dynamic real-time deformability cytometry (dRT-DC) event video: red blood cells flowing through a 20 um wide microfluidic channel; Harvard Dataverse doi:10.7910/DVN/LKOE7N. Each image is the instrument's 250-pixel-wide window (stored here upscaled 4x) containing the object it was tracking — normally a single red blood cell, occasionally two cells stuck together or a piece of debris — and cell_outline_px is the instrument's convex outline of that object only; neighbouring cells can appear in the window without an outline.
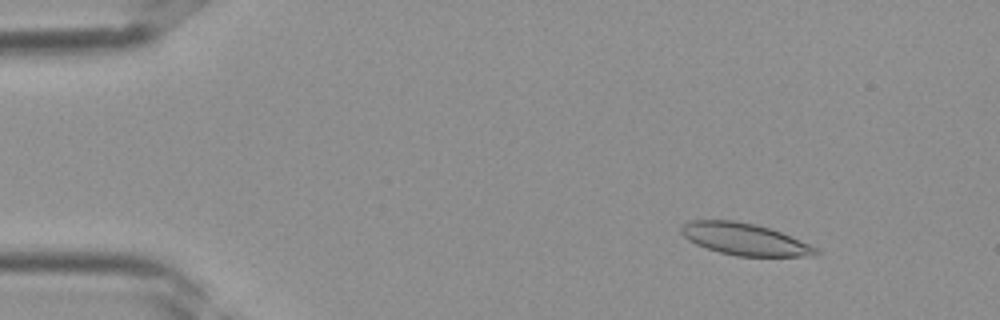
{"species": "Egyptian fruit bat (a non-hibernating species)", "species_latin": "Rousettus aegyptiacus", "temperature_condition": "room temperature", "stored_images_in_passage": 38, "camera_frame_rate_fps": 3000, "um_per_image_px": 0.085, "frame": {"image": 1, "passage_image": 5, "time_ms": 1.333, "image_size_px": [1000, 320], "cell_outline_px": [[820, 252], [816, 256], [736, 256], [720, 252], [696, 244], [688, 240], [680, 232], [680, 228], [688, 220], [732, 220], [756, 224], [780, 232], [808, 244], [816, 248]], "centroid_in_image_um": [63.26, 20.33], "position_along_channel_um": 21.7, "area_um2": 24.8}}
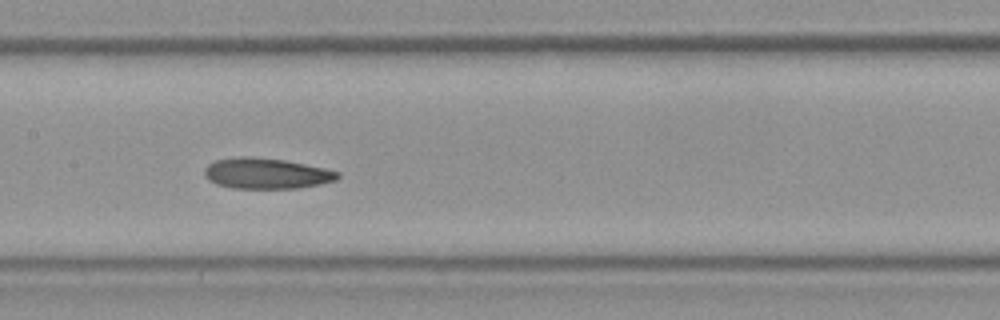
{"frame": {"image": 2, "passage_image": 19, "time_ms": 6.0, "image_size_px": [1000, 320], "cell_outline_px": [[340, 176], [336, 180], [320, 184], [296, 188], [232, 188], [216, 184], [208, 180], [204, 176], [204, 168], [208, 164], [216, 160], [236, 156], [252, 156], [284, 160], [324, 168], [340, 172]], "centroid_in_image_um": [22.6, 14.73], "position_along_channel_um": 184.8, "area_um2": 23.93}}
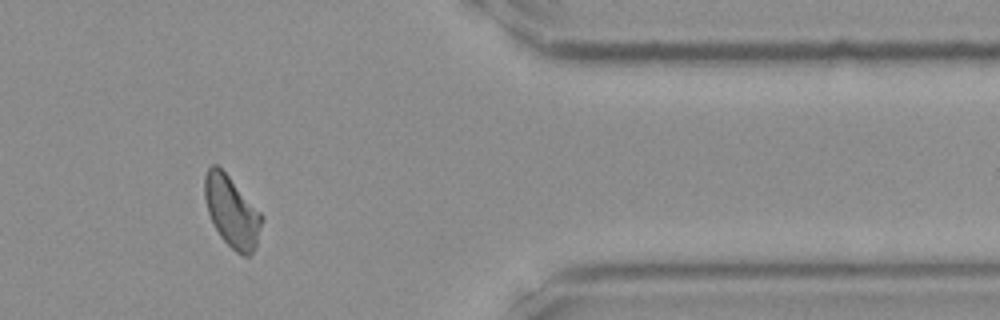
{"frame": {"image": 3, "passage_image": 32, "time_ms": 10.333, "image_size_px": [1000, 320], "cell_outline_px": [[264, 216], [256, 244], [252, 252], [248, 256], [244, 256], [236, 252], [220, 236], [208, 212], [204, 196], [204, 176], [208, 168], [212, 164], [216, 164], [228, 176]], "centroid_in_image_um": [19.69, 17.98], "position_along_channel_um": 391.7, "area_um2": 23.18}}